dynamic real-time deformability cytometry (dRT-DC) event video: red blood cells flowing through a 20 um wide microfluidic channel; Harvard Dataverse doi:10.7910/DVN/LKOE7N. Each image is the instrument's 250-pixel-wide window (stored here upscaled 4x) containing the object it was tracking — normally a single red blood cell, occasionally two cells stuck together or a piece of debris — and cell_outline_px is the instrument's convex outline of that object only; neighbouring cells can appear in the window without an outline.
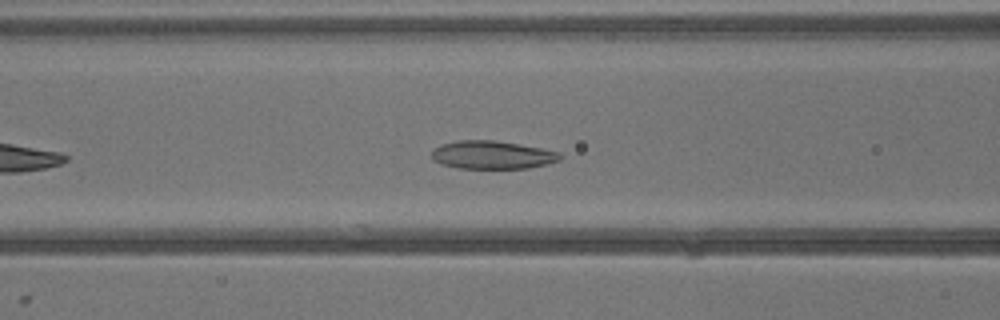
{"species": "common noctule bat (a hibernating species)", "species_latin": "Nyctalus noctula", "temperature_condition": "warm", "stored_images_in_passage": 24, "camera_frame_rate_fps": 3000, "um_per_image_px": 0.085, "animal": {"sex": "male", "body_mass_g": 13.3}, "frame": {"image": 1, "passage_image": 6, "time_ms": 1.667, "image_size_px": [1000, 320], "cell_outline_px": [[560, 160], [528, 168], [456, 168], [440, 164], [432, 160], [432, 148], [440, 144], [456, 140], [496, 140], [540, 148], [560, 152]], "centroid_in_image_um": [41.76, 13.16], "position_along_channel_um": 124.8, "area_um2": 21.1}}
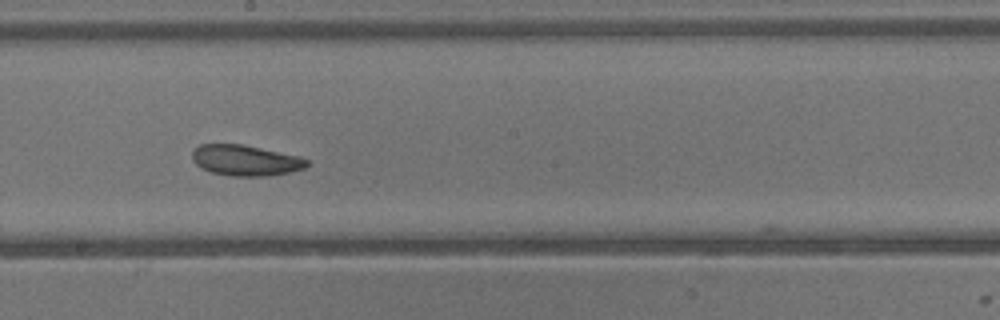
{"frame": {"image": 2, "passage_image": 12, "time_ms": 3.667, "image_size_px": [1000, 320], "cell_outline_px": [[308, 164], [304, 168], [288, 172], [268, 176], [232, 176], [212, 172], [200, 168], [192, 160], [192, 152], [200, 144], [240, 144], [300, 156], [308, 160]], "centroid_in_image_um": [20.85, 13.63], "position_along_channel_um": 227.4, "area_um2": 20.4}}
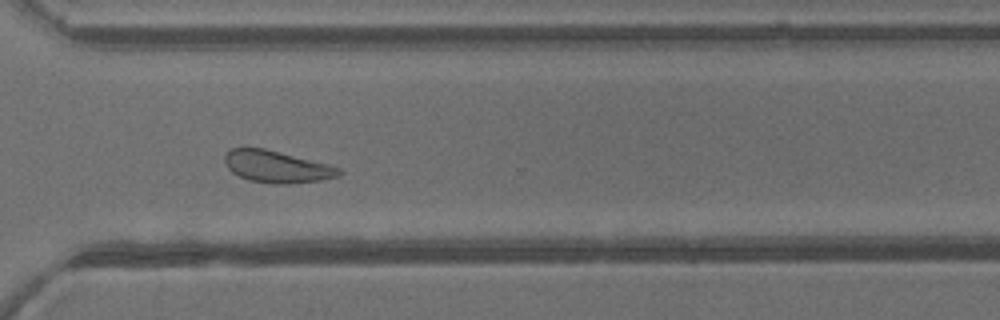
{"frame": {"image": 3, "passage_image": 19, "time_ms": 6.0, "image_size_px": [1000, 320], "cell_outline_px": [[344, 172], [340, 176], [320, 180], [292, 184], [272, 184], [248, 180], [232, 172], [228, 168], [224, 160], [224, 156], [232, 148], [264, 148], [328, 164], [340, 168]], "centroid_in_image_um": [23.55, 14.18], "position_along_channel_um": 347.0, "area_um2": 21.27}}